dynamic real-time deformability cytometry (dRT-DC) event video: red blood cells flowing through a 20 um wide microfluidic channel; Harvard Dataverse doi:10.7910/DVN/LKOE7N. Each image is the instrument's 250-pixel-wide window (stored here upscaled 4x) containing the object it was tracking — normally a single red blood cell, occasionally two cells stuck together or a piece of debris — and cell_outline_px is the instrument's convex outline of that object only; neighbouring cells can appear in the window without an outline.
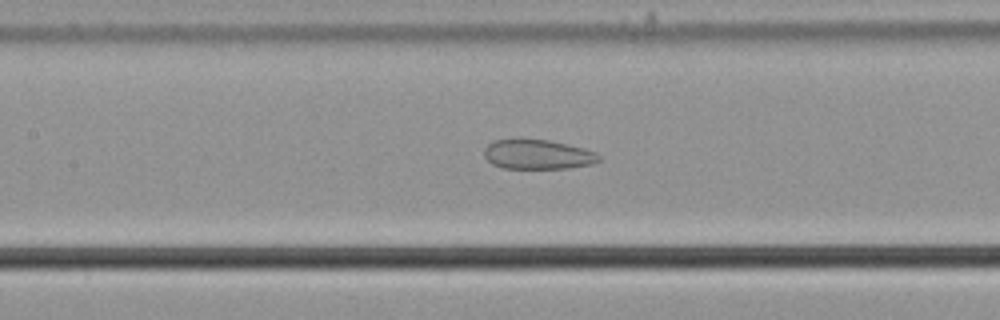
{"species": "common noctule bat (a hibernating species)", "species_latin": "Nyctalus noctula", "temperature_condition": "cold", "stored_images_in_passage": 33, "camera_frame_rate_fps": 3000, "um_per_image_px": 0.085, "animal": {"sex": "male", "body_mass_g": 21.5, "forearm_length_mm": 52.0}, "frame": {"image": 1, "passage_image": 13, "time_ms": 4.0, "image_size_px": [1000, 320], "cell_outline_px": [[600, 160], [592, 164], [568, 168], [504, 168], [492, 164], [484, 156], [484, 148], [492, 140], [516, 136], [520, 136], [548, 140], [584, 148], [596, 152], [600, 156]], "centroid_in_image_um": [45.64, 13.08], "position_along_channel_um": 161.8, "area_um2": 20.46}}
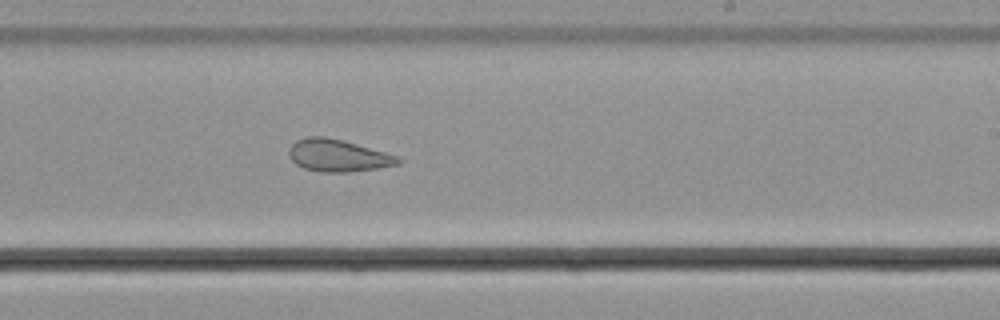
{"frame": {"image": 2, "passage_image": 21, "time_ms": 6.667, "image_size_px": [1000, 320], "cell_outline_px": [[400, 164], [376, 168], [348, 172], [320, 172], [304, 168], [296, 164], [288, 156], [288, 152], [292, 144], [296, 140], [308, 136], [324, 136], [356, 144], [384, 152], [396, 156], [400, 160]], "centroid_in_image_um": [28.67, 13.22], "position_along_channel_um": 260.3, "area_um2": 20.17}}
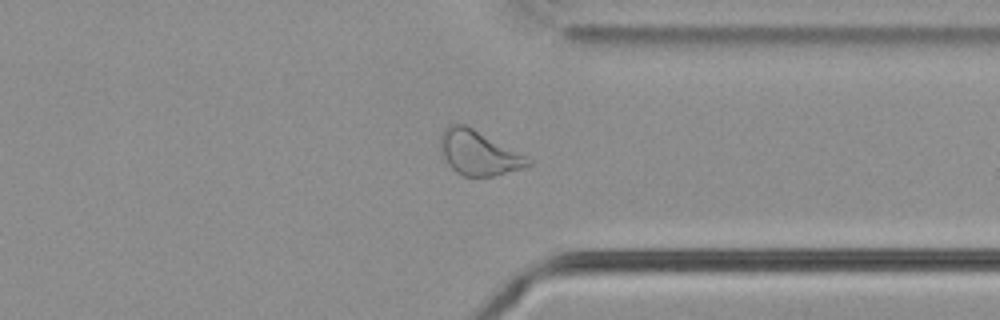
{"frame": {"image": 3, "passage_image": 30, "time_ms": 9.667, "image_size_px": [1000, 320], "cell_outline_px": [[532, 164], [520, 168], [492, 176], [464, 176], [456, 172], [448, 164], [444, 156], [440, 136], [444, 128], [448, 124], [464, 124], [472, 128], [532, 160]], "centroid_in_image_um": [40.64, 12.99], "position_along_channel_um": 370.8, "area_um2": 21.91}}